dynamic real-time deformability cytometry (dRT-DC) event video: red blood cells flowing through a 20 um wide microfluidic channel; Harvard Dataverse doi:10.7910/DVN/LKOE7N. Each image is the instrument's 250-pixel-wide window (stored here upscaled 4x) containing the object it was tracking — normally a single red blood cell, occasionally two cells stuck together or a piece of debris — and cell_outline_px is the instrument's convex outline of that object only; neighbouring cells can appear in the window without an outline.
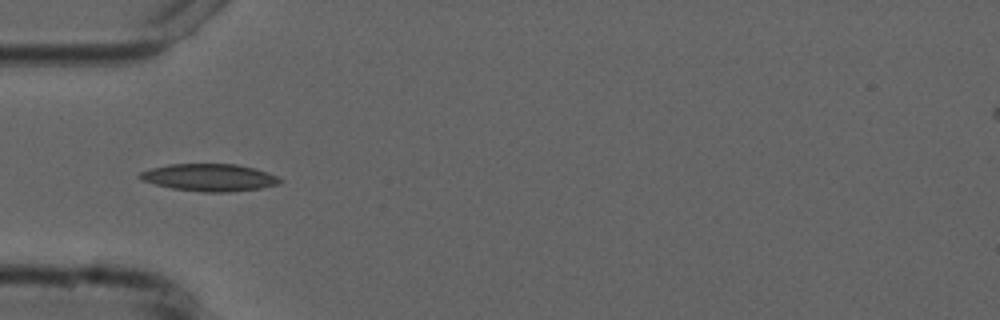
{"species": "common noctule bat (a hibernating species)", "species_latin": "Nyctalus noctula", "temperature_condition": "cold", "stored_images_in_passage": 4, "camera_frame_rate_fps": 3000, "um_per_image_px": 0.085, "animal": {"sex": "male", "forearm_length_mm": 52.5}, "frame": {"image": 1, "passage_image": 3, "time_ms": 2.333, "image_size_px": [1000, 320], "cell_outline_px": [[284, 180], [280, 184], [260, 188], [228, 192], [204, 192], [172, 188], [140, 180], [136, 176], [140, 172], [152, 168], [168, 164], [236, 164], [256, 168], [280, 176]], "centroid_in_image_um": [17.84, 15.08], "position_along_channel_um": 67.2, "area_um2": 22.48}}
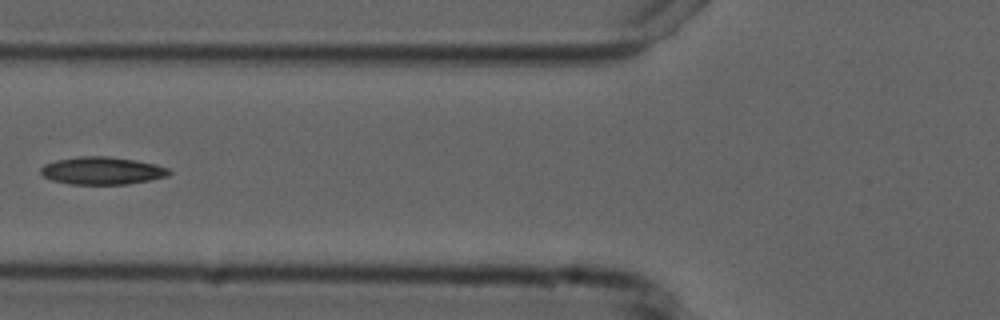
{"frame": {"image": 2, "passage_image": 4, "time_ms": 3.667, "image_size_px": [1000, 320], "cell_outline_px": [[172, 172], [168, 176], [148, 180], [124, 184], [72, 184], [52, 180], [44, 176], [40, 172], [40, 168], [44, 164], [56, 160], [80, 156], [108, 156], [136, 160], [156, 164], [168, 168]], "centroid_in_image_um": [8.68, 14.5], "position_along_channel_um": 117.1, "area_um2": 20.58}}